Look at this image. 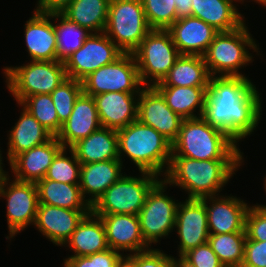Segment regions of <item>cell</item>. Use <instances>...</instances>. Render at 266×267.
<instances>
[{
  "instance_id": "2e32d148",
  "label": "cell",
  "mask_w": 266,
  "mask_h": 267,
  "mask_svg": "<svg viewBox=\"0 0 266 267\" xmlns=\"http://www.w3.org/2000/svg\"><path fill=\"white\" fill-rule=\"evenodd\" d=\"M201 200L206 207L209 234L245 232V219L250 205L244 200L224 195Z\"/></svg>"
},
{
  "instance_id": "7dc6e473",
  "label": "cell",
  "mask_w": 266,
  "mask_h": 267,
  "mask_svg": "<svg viewBox=\"0 0 266 267\" xmlns=\"http://www.w3.org/2000/svg\"><path fill=\"white\" fill-rule=\"evenodd\" d=\"M1 150H0V183L4 180V178L8 175V172L3 170V163H2V154H1Z\"/></svg>"
},
{
  "instance_id": "3957f363",
  "label": "cell",
  "mask_w": 266,
  "mask_h": 267,
  "mask_svg": "<svg viewBox=\"0 0 266 267\" xmlns=\"http://www.w3.org/2000/svg\"><path fill=\"white\" fill-rule=\"evenodd\" d=\"M171 157L197 160H243L237 143L225 132L212 127L202 117L183 119Z\"/></svg>"
},
{
  "instance_id": "bcb514c9",
  "label": "cell",
  "mask_w": 266,
  "mask_h": 267,
  "mask_svg": "<svg viewBox=\"0 0 266 267\" xmlns=\"http://www.w3.org/2000/svg\"><path fill=\"white\" fill-rule=\"evenodd\" d=\"M179 258H174L175 267H196L190 261H188L183 255H179Z\"/></svg>"
},
{
  "instance_id": "c3c4849f",
  "label": "cell",
  "mask_w": 266,
  "mask_h": 267,
  "mask_svg": "<svg viewBox=\"0 0 266 267\" xmlns=\"http://www.w3.org/2000/svg\"><path fill=\"white\" fill-rule=\"evenodd\" d=\"M119 267H132L126 260Z\"/></svg>"
},
{
  "instance_id": "d4e9b609",
  "label": "cell",
  "mask_w": 266,
  "mask_h": 267,
  "mask_svg": "<svg viewBox=\"0 0 266 267\" xmlns=\"http://www.w3.org/2000/svg\"><path fill=\"white\" fill-rule=\"evenodd\" d=\"M233 0H192V16L219 32L233 31L245 23Z\"/></svg>"
},
{
  "instance_id": "cb8c5ba5",
  "label": "cell",
  "mask_w": 266,
  "mask_h": 267,
  "mask_svg": "<svg viewBox=\"0 0 266 267\" xmlns=\"http://www.w3.org/2000/svg\"><path fill=\"white\" fill-rule=\"evenodd\" d=\"M123 164L119 159L81 164L80 189L83 198L91 205L122 177ZM86 195H89L85 198ZM91 196V197H90Z\"/></svg>"
},
{
  "instance_id": "5bb4252c",
  "label": "cell",
  "mask_w": 266,
  "mask_h": 267,
  "mask_svg": "<svg viewBox=\"0 0 266 267\" xmlns=\"http://www.w3.org/2000/svg\"><path fill=\"white\" fill-rule=\"evenodd\" d=\"M137 120L153 127L171 143L177 139L183 121L168 107L164 97L154 86H144L140 91Z\"/></svg>"
},
{
  "instance_id": "8d00e7d4",
  "label": "cell",
  "mask_w": 266,
  "mask_h": 267,
  "mask_svg": "<svg viewBox=\"0 0 266 267\" xmlns=\"http://www.w3.org/2000/svg\"><path fill=\"white\" fill-rule=\"evenodd\" d=\"M82 91V81L67 77L50 94L57 116L62 124L70 117L74 102Z\"/></svg>"
},
{
  "instance_id": "74e56055",
  "label": "cell",
  "mask_w": 266,
  "mask_h": 267,
  "mask_svg": "<svg viewBox=\"0 0 266 267\" xmlns=\"http://www.w3.org/2000/svg\"><path fill=\"white\" fill-rule=\"evenodd\" d=\"M142 3L152 29L167 30L178 19L175 0H142Z\"/></svg>"
},
{
  "instance_id": "52a82bcc",
  "label": "cell",
  "mask_w": 266,
  "mask_h": 267,
  "mask_svg": "<svg viewBox=\"0 0 266 267\" xmlns=\"http://www.w3.org/2000/svg\"><path fill=\"white\" fill-rule=\"evenodd\" d=\"M151 30L142 0H110L104 33L123 53H132Z\"/></svg>"
},
{
  "instance_id": "e575fe53",
  "label": "cell",
  "mask_w": 266,
  "mask_h": 267,
  "mask_svg": "<svg viewBox=\"0 0 266 267\" xmlns=\"http://www.w3.org/2000/svg\"><path fill=\"white\" fill-rule=\"evenodd\" d=\"M18 105L27 109L54 137L59 134L63 124L59 121L50 94H38L26 97Z\"/></svg>"
},
{
  "instance_id": "f5cc1de1",
  "label": "cell",
  "mask_w": 266,
  "mask_h": 267,
  "mask_svg": "<svg viewBox=\"0 0 266 267\" xmlns=\"http://www.w3.org/2000/svg\"><path fill=\"white\" fill-rule=\"evenodd\" d=\"M263 0H254V2H256V3H261Z\"/></svg>"
},
{
  "instance_id": "ab89813d",
  "label": "cell",
  "mask_w": 266,
  "mask_h": 267,
  "mask_svg": "<svg viewBox=\"0 0 266 267\" xmlns=\"http://www.w3.org/2000/svg\"><path fill=\"white\" fill-rule=\"evenodd\" d=\"M159 249H149L143 252L128 254L125 260L132 267H175L174 257Z\"/></svg>"
},
{
  "instance_id": "7c38bea8",
  "label": "cell",
  "mask_w": 266,
  "mask_h": 267,
  "mask_svg": "<svg viewBox=\"0 0 266 267\" xmlns=\"http://www.w3.org/2000/svg\"><path fill=\"white\" fill-rule=\"evenodd\" d=\"M7 175L0 183V197L7 201V224L9 236L15 237L26 227L34 225L39 205L37 187L34 182H22ZM9 183V184H8Z\"/></svg>"
},
{
  "instance_id": "ba28073f",
  "label": "cell",
  "mask_w": 266,
  "mask_h": 267,
  "mask_svg": "<svg viewBox=\"0 0 266 267\" xmlns=\"http://www.w3.org/2000/svg\"><path fill=\"white\" fill-rule=\"evenodd\" d=\"M144 86L161 82L180 53L167 30L152 29L132 52Z\"/></svg>"
},
{
  "instance_id": "836d02e7",
  "label": "cell",
  "mask_w": 266,
  "mask_h": 267,
  "mask_svg": "<svg viewBox=\"0 0 266 267\" xmlns=\"http://www.w3.org/2000/svg\"><path fill=\"white\" fill-rule=\"evenodd\" d=\"M245 241V232L209 234L208 238V243L224 267H241Z\"/></svg>"
},
{
  "instance_id": "484cf974",
  "label": "cell",
  "mask_w": 266,
  "mask_h": 267,
  "mask_svg": "<svg viewBox=\"0 0 266 267\" xmlns=\"http://www.w3.org/2000/svg\"><path fill=\"white\" fill-rule=\"evenodd\" d=\"M71 149L81 164L119 159L117 130L100 127Z\"/></svg>"
},
{
  "instance_id": "4316f807",
  "label": "cell",
  "mask_w": 266,
  "mask_h": 267,
  "mask_svg": "<svg viewBox=\"0 0 266 267\" xmlns=\"http://www.w3.org/2000/svg\"><path fill=\"white\" fill-rule=\"evenodd\" d=\"M21 116L9 131L7 159L10 162L16 155L49 141L53 135L24 107Z\"/></svg>"
},
{
  "instance_id": "d590c367",
  "label": "cell",
  "mask_w": 266,
  "mask_h": 267,
  "mask_svg": "<svg viewBox=\"0 0 266 267\" xmlns=\"http://www.w3.org/2000/svg\"><path fill=\"white\" fill-rule=\"evenodd\" d=\"M62 148L54 157L44 179L68 184H80L81 163L71 148ZM69 151L71 157L66 156Z\"/></svg>"
},
{
  "instance_id": "30bf717a",
  "label": "cell",
  "mask_w": 266,
  "mask_h": 267,
  "mask_svg": "<svg viewBox=\"0 0 266 267\" xmlns=\"http://www.w3.org/2000/svg\"><path fill=\"white\" fill-rule=\"evenodd\" d=\"M168 184L161 179L149 191L144 206L138 214L140 229L145 242L150 246L168 237L173 232L180 202L166 195Z\"/></svg>"
},
{
  "instance_id": "d6a6232c",
  "label": "cell",
  "mask_w": 266,
  "mask_h": 267,
  "mask_svg": "<svg viewBox=\"0 0 266 267\" xmlns=\"http://www.w3.org/2000/svg\"><path fill=\"white\" fill-rule=\"evenodd\" d=\"M53 19L57 22L54 25L57 39V61L65 62L73 52L83 46L91 32L69 21L61 13H52Z\"/></svg>"
},
{
  "instance_id": "6da1fadb",
  "label": "cell",
  "mask_w": 266,
  "mask_h": 267,
  "mask_svg": "<svg viewBox=\"0 0 266 267\" xmlns=\"http://www.w3.org/2000/svg\"><path fill=\"white\" fill-rule=\"evenodd\" d=\"M247 77H211L202 118L236 143L250 136L262 117V100Z\"/></svg>"
},
{
  "instance_id": "7a4b0ae2",
  "label": "cell",
  "mask_w": 266,
  "mask_h": 267,
  "mask_svg": "<svg viewBox=\"0 0 266 267\" xmlns=\"http://www.w3.org/2000/svg\"><path fill=\"white\" fill-rule=\"evenodd\" d=\"M243 161L171 157L163 179L170 187L178 186L188 192L187 199L217 196Z\"/></svg>"
},
{
  "instance_id": "8fae6325",
  "label": "cell",
  "mask_w": 266,
  "mask_h": 267,
  "mask_svg": "<svg viewBox=\"0 0 266 267\" xmlns=\"http://www.w3.org/2000/svg\"><path fill=\"white\" fill-rule=\"evenodd\" d=\"M143 87L132 53H123L82 80L83 92L92 97L108 92L140 93Z\"/></svg>"
},
{
  "instance_id": "60d3db41",
  "label": "cell",
  "mask_w": 266,
  "mask_h": 267,
  "mask_svg": "<svg viewBox=\"0 0 266 267\" xmlns=\"http://www.w3.org/2000/svg\"><path fill=\"white\" fill-rule=\"evenodd\" d=\"M246 240L266 241V207L250 206L245 219Z\"/></svg>"
},
{
  "instance_id": "4fadbf2b",
  "label": "cell",
  "mask_w": 266,
  "mask_h": 267,
  "mask_svg": "<svg viewBox=\"0 0 266 267\" xmlns=\"http://www.w3.org/2000/svg\"><path fill=\"white\" fill-rule=\"evenodd\" d=\"M123 52L103 33H91L76 52L64 62L66 75L82 81L100 67L117 60Z\"/></svg>"
},
{
  "instance_id": "44dd1931",
  "label": "cell",
  "mask_w": 266,
  "mask_h": 267,
  "mask_svg": "<svg viewBox=\"0 0 266 267\" xmlns=\"http://www.w3.org/2000/svg\"><path fill=\"white\" fill-rule=\"evenodd\" d=\"M101 127L94 98L83 91L74 102L70 117L56 136L63 148H71Z\"/></svg>"
},
{
  "instance_id": "816d5d0a",
  "label": "cell",
  "mask_w": 266,
  "mask_h": 267,
  "mask_svg": "<svg viewBox=\"0 0 266 267\" xmlns=\"http://www.w3.org/2000/svg\"><path fill=\"white\" fill-rule=\"evenodd\" d=\"M233 1H235V3H237V1L240 2V3L244 2V0H233ZM252 1H254V0H252Z\"/></svg>"
},
{
  "instance_id": "e0dca14e",
  "label": "cell",
  "mask_w": 266,
  "mask_h": 267,
  "mask_svg": "<svg viewBox=\"0 0 266 267\" xmlns=\"http://www.w3.org/2000/svg\"><path fill=\"white\" fill-rule=\"evenodd\" d=\"M91 210H72L39 204L34 226L55 245L63 246Z\"/></svg>"
},
{
  "instance_id": "7402d4cb",
  "label": "cell",
  "mask_w": 266,
  "mask_h": 267,
  "mask_svg": "<svg viewBox=\"0 0 266 267\" xmlns=\"http://www.w3.org/2000/svg\"><path fill=\"white\" fill-rule=\"evenodd\" d=\"M93 98L101 127L119 130L137 120L139 93L108 92Z\"/></svg>"
},
{
  "instance_id": "277c9868",
  "label": "cell",
  "mask_w": 266,
  "mask_h": 267,
  "mask_svg": "<svg viewBox=\"0 0 266 267\" xmlns=\"http://www.w3.org/2000/svg\"><path fill=\"white\" fill-rule=\"evenodd\" d=\"M117 136L119 160L122 164V155L126 154L124 156L130 158L139 172L164 177L172 156V143L168 139L138 120L117 130Z\"/></svg>"
},
{
  "instance_id": "ac0fdd59",
  "label": "cell",
  "mask_w": 266,
  "mask_h": 267,
  "mask_svg": "<svg viewBox=\"0 0 266 267\" xmlns=\"http://www.w3.org/2000/svg\"><path fill=\"white\" fill-rule=\"evenodd\" d=\"M104 224L108 247L129 254L151 249L145 242L139 218L131 214H95Z\"/></svg>"
},
{
  "instance_id": "83f0119b",
  "label": "cell",
  "mask_w": 266,
  "mask_h": 267,
  "mask_svg": "<svg viewBox=\"0 0 266 267\" xmlns=\"http://www.w3.org/2000/svg\"><path fill=\"white\" fill-rule=\"evenodd\" d=\"M65 245L74 252L70 256H87L107 250L109 247L101 218L91 211L78 224Z\"/></svg>"
},
{
  "instance_id": "8992f818",
  "label": "cell",
  "mask_w": 266,
  "mask_h": 267,
  "mask_svg": "<svg viewBox=\"0 0 266 267\" xmlns=\"http://www.w3.org/2000/svg\"><path fill=\"white\" fill-rule=\"evenodd\" d=\"M3 71L8 91L18 104L32 95L51 94L67 78L61 61H30Z\"/></svg>"
},
{
  "instance_id": "4dcf8cb0",
  "label": "cell",
  "mask_w": 266,
  "mask_h": 267,
  "mask_svg": "<svg viewBox=\"0 0 266 267\" xmlns=\"http://www.w3.org/2000/svg\"><path fill=\"white\" fill-rule=\"evenodd\" d=\"M39 204H48L72 210H91L83 198L79 184H68L42 179L35 183Z\"/></svg>"
},
{
  "instance_id": "ffe728a7",
  "label": "cell",
  "mask_w": 266,
  "mask_h": 267,
  "mask_svg": "<svg viewBox=\"0 0 266 267\" xmlns=\"http://www.w3.org/2000/svg\"><path fill=\"white\" fill-rule=\"evenodd\" d=\"M180 55L204 56L219 33L214 27L196 17L177 19L168 29Z\"/></svg>"
},
{
  "instance_id": "9c48e42d",
  "label": "cell",
  "mask_w": 266,
  "mask_h": 267,
  "mask_svg": "<svg viewBox=\"0 0 266 267\" xmlns=\"http://www.w3.org/2000/svg\"><path fill=\"white\" fill-rule=\"evenodd\" d=\"M141 177L126 174L112 184L91 207L94 214H131L140 213L152 187L160 180L159 176L140 171Z\"/></svg>"
},
{
  "instance_id": "603a6c76",
  "label": "cell",
  "mask_w": 266,
  "mask_h": 267,
  "mask_svg": "<svg viewBox=\"0 0 266 267\" xmlns=\"http://www.w3.org/2000/svg\"><path fill=\"white\" fill-rule=\"evenodd\" d=\"M34 14L24 25L27 52L31 61H57V39L52 13Z\"/></svg>"
},
{
  "instance_id": "681fc988",
  "label": "cell",
  "mask_w": 266,
  "mask_h": 267,
  "mask_svg": "<svg viewBox=\"0 0 266 267\" xmlns=\"http://www.w3.org/2000/svg\"><path fill=\"white\" fill-rule=\"evenodd\" d=\"M264 188H265V192H266V176L264 177ZM256 205H258V206H261V207H266V205L264 204V205H260V204H256Z\"/></svg>"
},
{
  "instance_id": "f1b7e54d",
  "label": "cell",
  "mask_w": 266,
  "mask_h": 267,
  "mask_svg": "<svg viewBox=\"0 0 266 267\" xmlns=\"http://www.w3.org/2000/svg\"><path fill=\"white\" fill-rule=\"evenodd\" d=\"M210 78L203 56L180 55L165 78L154 86L209 87Z\"/></svg>"
},
{
  "instance_id": "1f68e13d",
  "label": "cell",
  "mask_w": 266,
  "mask_h": 267,
  "mask_svg": "<svg viewBox=\"0 0 266 267\" xmlns=\"http://www.w3.org/2000/svg\"><path fill=\"white\" fill-rule=\"evenodd\" d=\"M109 3L110 0H73L60 13L91 33H103L107 23Z\"/></svg>"
},
{
  "instance_id": "9a60e30c",
  "label": "cell",
  "mask_w": 266,
  "mask_h": 267,
  "mask_svg": "<svg viewBox=\"0 0 266 267\" xmlns=\"http://www.w3.org/2000/svg\"><path fill=\"white\" fill-rule=\"evenodd\" d=\"M180 240L178 255L208 242L209 229L207 212L201 199H185L177 208L175 226Z\"/></svg>"
},
{
  "instance_id": "f35d334b",
  "label": "cell",
  "mask_w": 266,
  "mask_h": 267,
  "mask_svg": "<svg viewBox=\"0 0 266 267\" xmlns=\"http://www.w3.org/2000/svg\"><path fill=\"white\" fill-rule=\"evenodd\" d=\"M126 254L108 248L105 251L87 256H69L64 259L67 267H119Z\"/></svg>"
},
{
  "instance_id": "ee69618b",
  "label": "cell",
  "mask_w": 266,
  "mask_h": 267,
  "mask_svg": "<svg viewBox=\"0 0 266 267\" xmlns=\"http://www.w3.org/2000/svg\"><path fill=\"white\" fill-rule=\"evenodd\" d=\"M73 0H38L35 11L41 13H60Z\"/></svg>"
},
{
  "instance_id": "5b68a950",
  "label": "cell",
  "mask_w": 266,
  "mask_h": 267,
  "mask_svg": "<svg viewBox=\"0 0 266 267\" xmlns=\"http://www.w3.org/2000/svg\"><path fill=\"white\" fill-rule=\"evenodd\" d=\"M248 31L244 23L233 31L219 32L215 36L203 56L211 77H246L239 70L254 61L248 48L260 52Z\"/></svg>"
},
{
  "instance_id": "f6af8a7d",
  "label": "cell",
  "mask_w": 266,
  "mask_h": 267,
  "mask_svg": "<svg viewBox=\"0 0 266 267\" xmlns=\"http://www.w3.org/2000/svg\"><path fill=\"white\" fill-rule=\"evenodd\" d=\"M177 18L192 16V0H175Z\"/></svg>"
},
{
  "instance_id": "d6986e66",
  "label": "cell",
  "mask_w": 266,
  "mask_h": 267,
  "mask_svg": "<svg viewBox=\"0 0 266 267\" xmlns=\"http://www.w3.org/2000/svg\"><path fill=\"white\" fill-rule=\"evenodd\" d=\"M63 148L57 137L16 155L9 163L13 179L38 182L44 179L56 154Z\"/></svg>"
},
{
  "instance_id": "f907efd6",
  "label": "cell",
  "mask_w": 266,
  "mask_h": 267,
  "mask_svg": "<svg viewBox=\"0 0 266 267\" xmlns=\"http://www.w3.org/2000/svg\"><path fill=\"white\" fill-rule=\"evenodd\" d=\"M263 5L264 7H266V0H263L261 3H260V5Z\"/></svg>"
},
{
  "instance_id": "f546056e",
  "label": "cell",
  "mask_w": 266,
  "mask_h": 267,
  "mask_svg": "<svg viewBox=\"0 0 266 267\" xmlns=\"http://www.w3.org/2000/svg\"><path fill=\"white\" fill-rule=\"evenodd\" d=\"M182 119L202 117L209 87L154 86ZM196 110H199L196 113Z\"/></svg>"
},
{
  "instance_id": "7bdbcfd3",
  "label": "cell",
  "mask_w": 266,
  "mask_h": 267,
  "mask_svg": "<svg viewBox=\"0 0 266 267\" xmlns=\"http://www.w3.org/2000/svg\"><path fill=\"white\" fill-rule=\"evenodd\" d=\"M241 267H266V241H245Z\"/></svg>"
},
{
  "instance_id": "b9f144b4",
  "label": "cell",
  "mask_w": 266,
  "mask_h": 267,
  "mask_svg": "<svg viewBox=\"0 0 266 267\" xmlns=\"http://www.w3.org/2000/svg\"><path fill=\"white\" fill-rule=\"evenodd\" d=\"M183 256L196 267H224L208 242L189 250Z\"/></svg>"
}]
</instances>
